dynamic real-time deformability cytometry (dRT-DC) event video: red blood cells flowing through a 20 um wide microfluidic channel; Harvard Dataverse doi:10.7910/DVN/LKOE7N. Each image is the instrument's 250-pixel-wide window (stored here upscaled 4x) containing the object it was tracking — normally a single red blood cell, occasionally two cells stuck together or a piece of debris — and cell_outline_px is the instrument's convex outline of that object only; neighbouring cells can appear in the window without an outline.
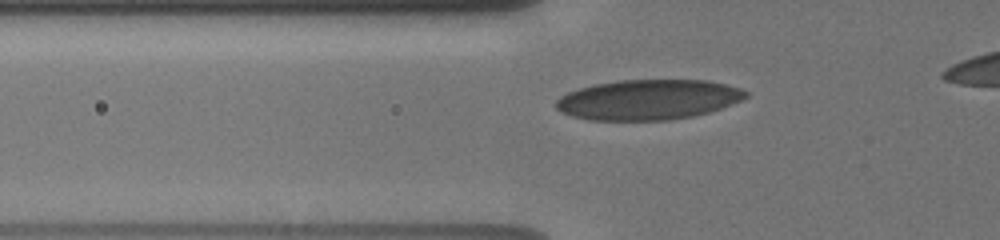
{"species": "human", "species_latin": "Homo sapiens", "temperature_condition": "cold", "stored_images_in_passage": 41, "camera_frame_rate_fps": 3000, "um_per_image_px": 0.085, "donor": {"sex": "male"}, "frame": {"image": 1, "passage_image": 27, "time_ms": 4.333, "image_size_px": [1000, 240], "cell_outline_px": [[748, 96], [740, 100], [720, 108], [708, 112], [692, 116], [668, 120], [588, 120], [572, 116], [560, 112], [556, 108], [556, 100], [560, 96], [568, 92], [580, 88], [596, 84], [620, 80], [708, 80], [740, 88], [748, 92]], "centroid_in_image_um": [55.07, 8.47], "position_along_channel_um": 70.7, "area_um2": 44.22}}
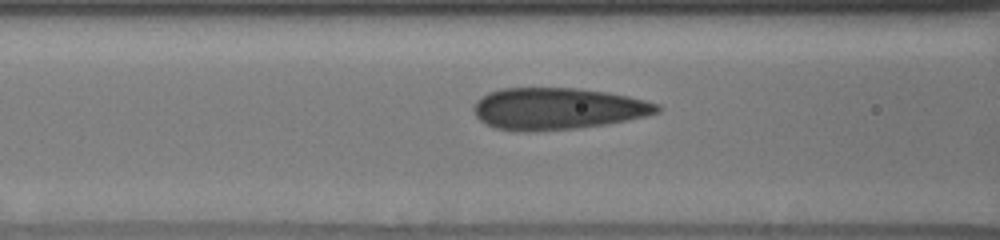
{"frame": {"image": 2, "passage_image": 34, "time_ms": 5.667, "image_size_px": [1000, 240], "cell_outline_px": [[660, 112], [648, 116], [628, 120], [604, 124], [576, 128], [536, 132], [520, 132], [496, 128], [480, 120], [476, 116], [472, 108], [476, 100], [480, 96], [488, 92], [504, 88], [576, 88], [608, 92], [628, 96], [660, 104]], "centroid_in_image_um": [47.38, 9.24], "position_along_channel_um": 119.2, "area_um2": 44.97}}
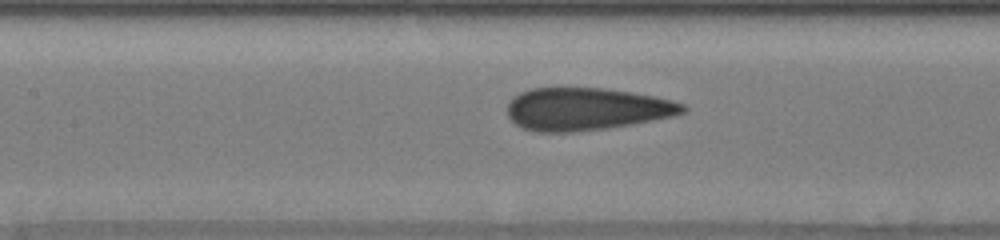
{"frame": {"image": 3, "passage_image": 40, "time_ms": 6.667, "image_size_px": [1000, 240], "cell_outline_px": [[688, 108], [684, 112], [676, 116], [632, 124], [604, 128], [572, 132], [536, 132], [520, 128], [508, 116], [508, 100], [512, 96], [520, 92], [532, 88], [604, 88], [632, 92], [672, 100], [684, 104]], "centroid_in_image_um": [49.82, 9.27], "position_along_channel_um": 157.6, "area_um2": 43.7}}